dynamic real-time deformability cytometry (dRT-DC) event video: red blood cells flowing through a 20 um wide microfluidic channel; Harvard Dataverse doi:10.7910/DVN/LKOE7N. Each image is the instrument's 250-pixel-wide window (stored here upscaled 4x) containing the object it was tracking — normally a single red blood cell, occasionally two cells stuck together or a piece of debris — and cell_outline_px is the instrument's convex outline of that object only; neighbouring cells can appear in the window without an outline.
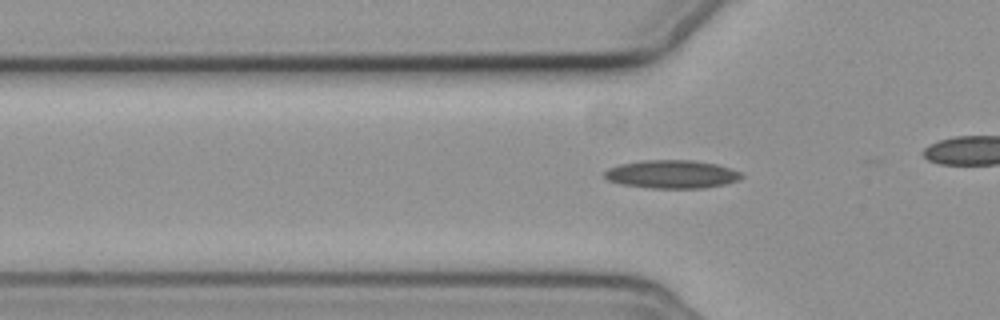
{"species": "common noctule bat (a hibernating species)", "species_latin": "Nyctalus noctula", "temperature_condition": "cold", "stored_images_in_passage": 28, "camera_frame_rate_fps": 3000, "um_per_image_px": 0.085, "animal": {"sex": "female", "body_mass_g": 19.3, "forearm_length_mm": 54.1}, "frame": {"image": 1, "passage_image": 2, "time_ms": 0.333, "image_size_px": [1000, 320], "cell_outline_px": [[744, 176], [740, 180], [724, 184], [704, 188], [648, 188], [620, 184], [608, 180], [604, 176], [604, 172], [608, 168], [620, 164], [644, 160], [692, 160], [716, 164], [732, 168], [740, 172]], "centroid_in_image_um": [57.11, 14.81], "position_along_channel_um": 68.7, "area_um2": 22.66}}
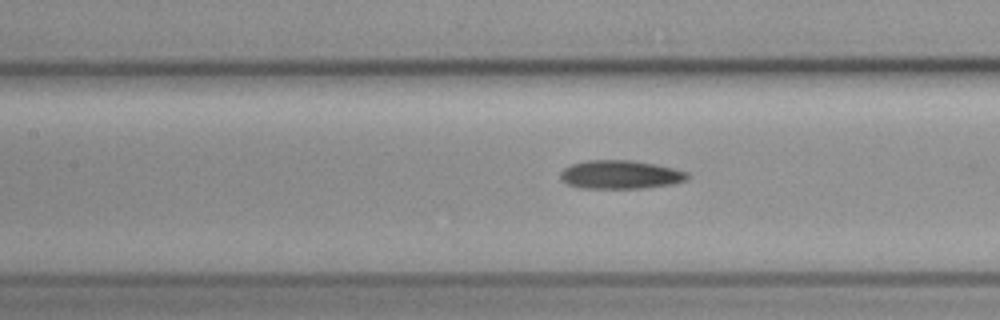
{"frame": {"image": 2, "passage_image": 9, "time_ms": 2.667, "image_size_px": [1000, 320], "cell_outline_px": [[688, 180], [672, 184], [644, 188], [580, 188], [568, 184], [560, 180], [560, 172], [564, 168], [572, 164], [584, 160], [632, 160], [656, 164], [688, 172]], "centroid_in_image_um": [52.72, 14.84], "position_along_channel_um": 154.7, "area_um2": 21.27}}
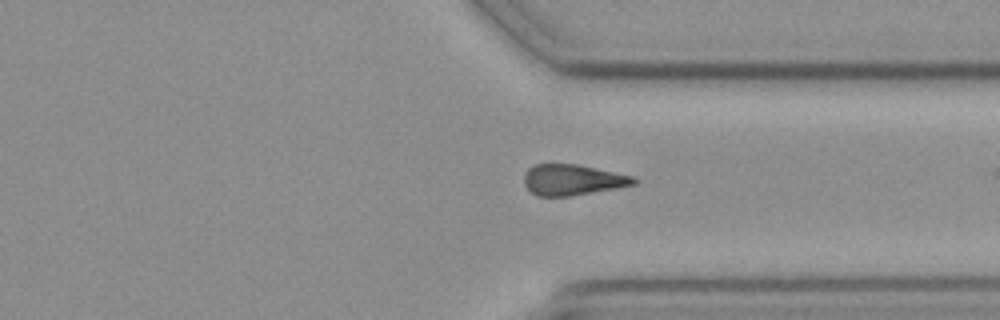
{"frame": {"image": 3, "passage_image": 26, "time_ms": 8.333, "image_size_px": [1000, 320], "cell_outline_px": [[640, 180], [636, 184], [616, 188], [568, 196], [536, 196], [524, 184], [524, 176], [528, 168], [536, 164], [576, 164], [636, 176]], "centroid_in_image_um": [48.71, 15.28], "position_along_channel_um": 362.7, "area_um2": 19.71}}